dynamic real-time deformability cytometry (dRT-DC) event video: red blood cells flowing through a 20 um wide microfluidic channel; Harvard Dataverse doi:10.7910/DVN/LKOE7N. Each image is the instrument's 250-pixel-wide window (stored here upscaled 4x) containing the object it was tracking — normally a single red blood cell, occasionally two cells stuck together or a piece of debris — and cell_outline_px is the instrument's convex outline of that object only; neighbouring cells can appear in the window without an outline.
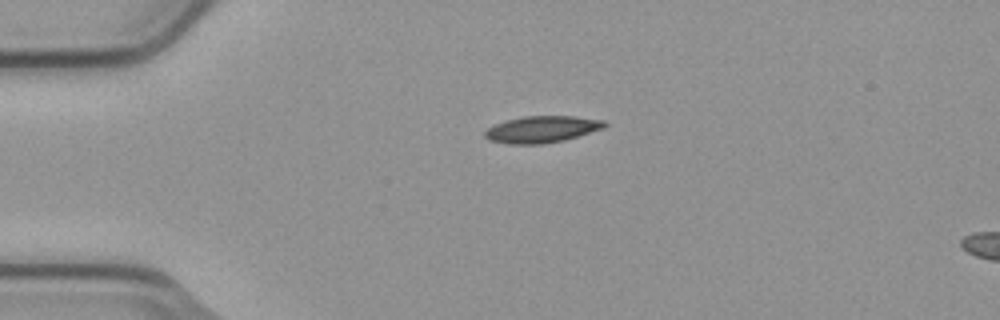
{"species": "common noctule bat (a hibernating species)", "species_latin": "Nyctalus noctula", "temperature_condition": "cold", "stored_images_in_passage": 5, "camera_frame_rate_fps": 3000, "um_per_image_px": 0.085, "animal": {"sex": "male", "body_mass_g": 23.1, "forearm_length_mm": 52.7}, "frame": {"image": 1, "passage_image": 1, "time_ms": 0.0, "image_size_px": [1000, 320], "cell_outline_px": [[608, 124], [604, 128], [564, 140], [544, 144], [508, 144], [488, 140], [484, 136], [484, 132], [488, 128], [496, 124], [508, 120], [524, 116], [576, 116], [604, 120]], "centroid_in_image_um": [46.07, 10.99], "position_along_channel_um": 38.9, "area_um2": 18.61}}